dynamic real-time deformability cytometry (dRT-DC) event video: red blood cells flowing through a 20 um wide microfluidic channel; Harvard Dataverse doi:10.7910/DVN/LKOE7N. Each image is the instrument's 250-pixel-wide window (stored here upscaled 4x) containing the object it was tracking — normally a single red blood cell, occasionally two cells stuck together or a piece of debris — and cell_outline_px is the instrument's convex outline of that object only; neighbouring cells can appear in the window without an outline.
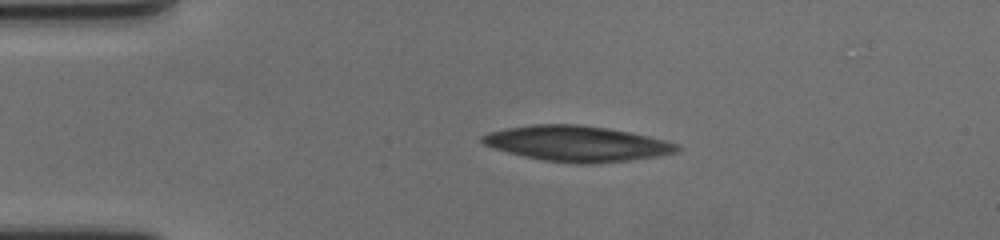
{"species": "human", "species_latin": "Homo sapiens", "temperature_condition": "cold", "stored_images_in_passage": 48, "camera_frame_rate_fps": 3000, "um_per_image_px": 0.085, "donor": {"sex": "female"}, "frame": {"image": 1, "passage_image": 1, "time_ms": 0.0, "image_size_px": [1000, 240], "cell_outline_px": [[680, 148], [676, 152], [656, 156], [628, 160], [544, 160], [524, 156], [508, 152], [484, 144], [480, 140], [480, 136], [488, 132], [508, 128], [532, 124], [576, 124], [608, 128], [648, 136], [680, 144]], "centroid_in_image_um": [49.0, 12.15], "position_along_channel_um": 36.0, "area_um2": 38.61}}
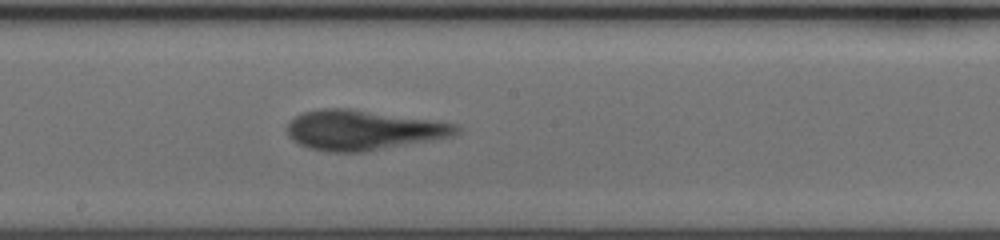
{"frame": {"image": 2, "passage_image": 21, "time_ms": 6.667, "image_size_px": [1000, 240], "cell_outline_px": [[460, 132], [452, 136], [364, 152], [328, 152], [308, 148], [292, 140], [288, 136], [288, 124], [296, 116], [304, 112], [320, 108], [348, 108], [456, 124], [460, 128]], "centroid_in_image_um": [30.82, 11.06], "position_along_channel_um": 217.4, "area_um2": 38.9}}
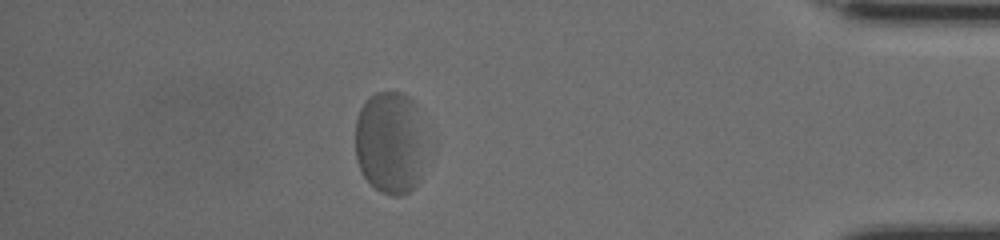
{"frame": {"image": 3, "passage_image": 41, "time_ms": 13.333, "image_size_px": [1000, 240], "cell_outline_px": [[416, 184], [408, 192], [400, 196], [392, 196], [380, 192], [360, 172], [356, 160], [356, 120], [360, 108], [364, 100], [368, 96], [376, 92], [400, 92], [408, 96], [412, 100], [416, 140]], "centroid_in_image_um": [32.92, 12.11], "position_along_channel_um": 402.3, "area_um2": 39.07}, "authors_computed_cell_mechanics": {"area_um2": 39.5352, "velocity_mm_per_s": 3.3839, "shape_relaxation_time_tau1_ms": 4.399, "shape_relaxation_time_tau2_ms": 0.9462, "deformation_change_tau1": 0.1476, "deformation_change_tau2": 0.0715}}